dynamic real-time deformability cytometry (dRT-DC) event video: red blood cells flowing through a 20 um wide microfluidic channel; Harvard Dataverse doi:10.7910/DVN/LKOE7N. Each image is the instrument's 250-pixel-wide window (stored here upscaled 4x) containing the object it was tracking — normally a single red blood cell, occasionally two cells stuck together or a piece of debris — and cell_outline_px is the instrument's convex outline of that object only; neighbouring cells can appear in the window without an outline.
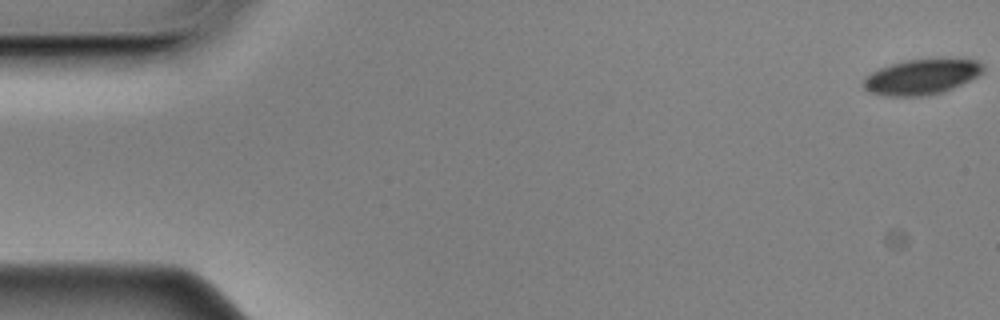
{"species": "Egyptian fruit bat (a non-hibernating species)", "species_latin": "Rousettus aegyptiacus", "temperature_condition": "cold", "stored_images_in_passage": 58, "camera_frame_rate_fps": 3000, "um_per_image_px": 0.085, "animal": {"sex": "male"}, "frame": {"image": 1, "passage_image": 1, "time_ms": 0.0, "image_size_px": [1000, 320], "cell_outline_px": [[984, 72], [980, 76], [944, 92], [924, 96], [880, 96], [868, 92], [864, 88], [864, 80], [872, 72], [880, 68], [892, 64], [908, 60], [976, 60], [984, 64]], "centroid_in_image_um": [78.36, 6.56], "position_along_channel_um": 6.6, "area_um2": 24.45}}
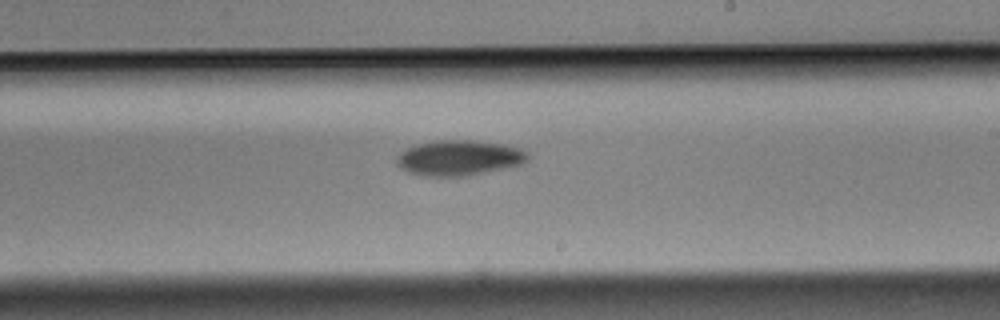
{"frame": {"image": 2, "passage_image": 34, "time_ms": 11.0, "image_size_px": [1000, 320], "cell_outline_px": [[528, 160], [524, 164], [464, 176], [432, 176], [412, 172], [400, 168], [396, 164], [396, 156], [404, 148], [416, 144], [440, 140], [468, 140], [504, 144], [520, 148], [528, 152]], "centroid_in_image_um": [39.02, 13.4], "position_along_channel_um": 250.0, "area_um2": 26.88}}
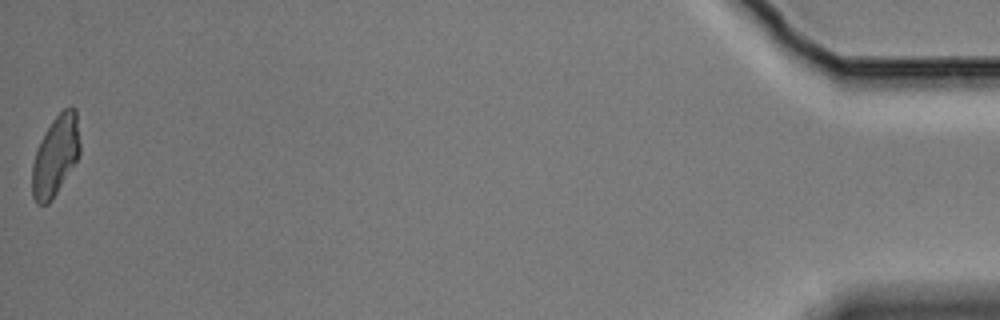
{"frame": {"image": 3, "passage_image": 58, "time_ms": 19.0, "image_size_px": [1000, 320], "cell_outline_px": [[80, 156], [52, 200], [48, 204], [36, 204], [32, 196], [32, 164], [40, 140], [44, 132], [52, 120], [64, 108], [72, 104], [76, 108], [80, 144]], "centroid_in_image_um": [4.73, 13.22], "position_along_channel_um": 430.5, "area_um2": 22.6}, "authors_computed_cell_mechanics": {"area_um2": 25.9522, "velocity_mm_per_s": 3.4812, "shape_relaxation_time_tau1_ms": 4.1348, "shape_relaxation_time_tau2_ms": null, "deformation_change_tau1": 0.1014, "deformation_change_tau2": null}}